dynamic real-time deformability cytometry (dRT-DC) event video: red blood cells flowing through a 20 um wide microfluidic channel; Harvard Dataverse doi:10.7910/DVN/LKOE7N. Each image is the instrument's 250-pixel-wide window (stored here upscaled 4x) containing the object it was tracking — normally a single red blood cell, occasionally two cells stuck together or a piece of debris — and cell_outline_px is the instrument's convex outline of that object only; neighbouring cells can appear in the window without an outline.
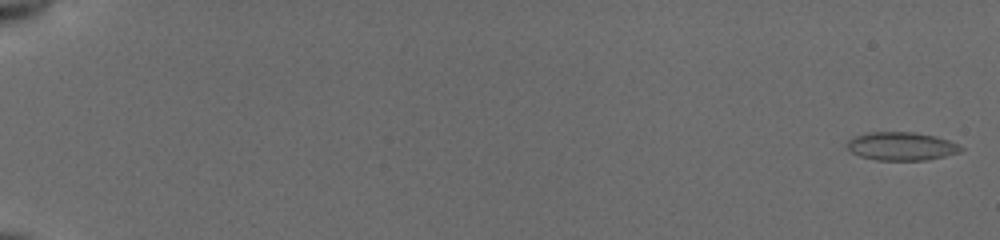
{"species": "common noctule bat (a hibernating species)", "species_latin": "Nyctalus noctula", "temperature_condition": "cold", "stored_images_in_passage": 55, "camera_frame_rate_fps": 3000, "um_per_image_px": 0.085, "animal": {"sex": "female", "body_mass_g": 19.5, "forearm_length_mm": 54.1}, "frame": {"image": 1, "passage_image": 2, "time_ms": 0.333, "image_size_px": [1000, 240], "cell_outline_px": [[964, 148], [960, 152], [944, 156], [924, 160], [876, 160], [860, 156], [852, 152], [848, 148], [848, 140], [864, 132], [912, 132], [936, 136], [948, 140]], "centroid_in_image_um": [76.61, 12.42], "position_along_channel_um": 8.4, "area_um2": 18.61}}
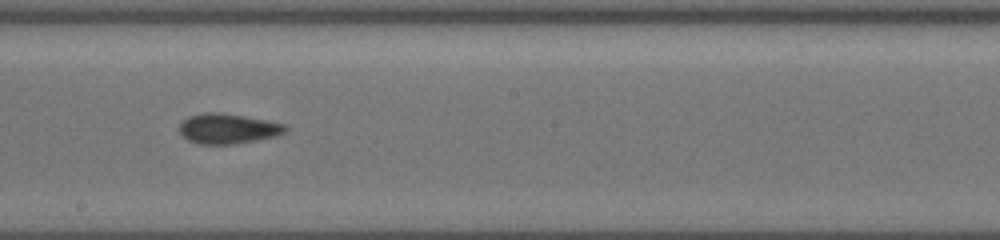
{"frame": {"image": 2, "passage_image": 34, "time_ms": 11.0, "image_size_px": [1000, 240], "cell_outline_px": [[288, 132], [276, 136], [256, 140], [232, 144], [200, 144], [188, 140], [180, 132], [180, 124], [188, 116], [204, 112], [220, 112], [244, 116], [284, 124], [288, 128]], "centroid_in_image_um": [19.38, 10.93], "position_along_channel_um": 228.8, "area_um2": 18.5}}
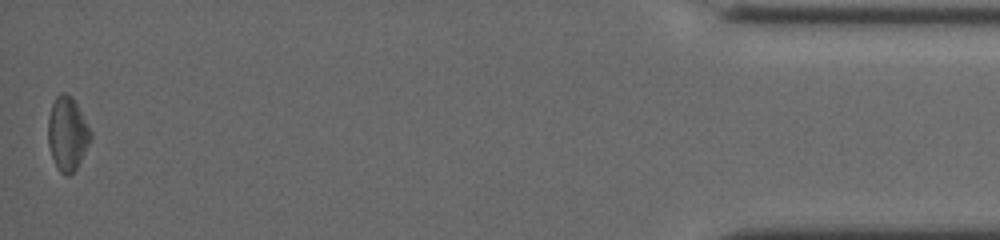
{"frame": {"image": 3, "passage_image": 55, "time_ms": 18.0, "image_size_px": [1000, 240], "cell_outline_px": [[92, 136], [76, 168], [68, 176], [60, 172], [56, 168], [48, 144], [48, 116], [52, 104], [56, 96], [60, 92], [64, 92], [72, 96], [92, 132]], "centroid_in_image_um": [5.71, 11.34], "position_along_channel_um": 429.5, "area_um2": 18.15}, "authors_computed_cell_mechanics": {"area_um2": 18.1492, "velocity_mm_per_s": 3.9374, "shape_relaxation_time_tau1_ms": null, "shape_relaxation_time_tau2_ms": 3.1825, "deformation_change_tau1": null, "deformation_change_tau2": 0.0955}}